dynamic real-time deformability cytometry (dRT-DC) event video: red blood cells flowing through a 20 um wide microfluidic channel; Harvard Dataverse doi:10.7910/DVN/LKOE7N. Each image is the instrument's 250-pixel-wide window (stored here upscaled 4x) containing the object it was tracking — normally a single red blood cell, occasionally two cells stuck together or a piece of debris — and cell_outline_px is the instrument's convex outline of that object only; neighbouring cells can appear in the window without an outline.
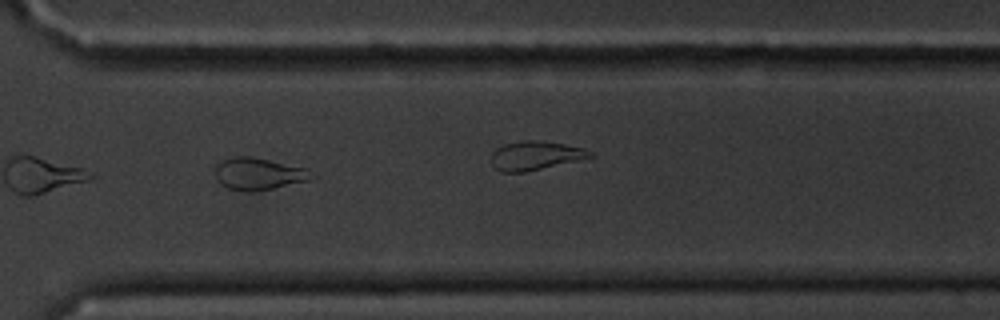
{"species": "common noctule bat (a hibernating species)", "species_latin": "Nyctalus noctula", "temperature_condition": "cold", "stored_images_in_passage": 61, "camera_frame_rate_fps": 3000, "um_per_image_px": 0.085, "animal": {"sex": "male", "body_mass_g": 20.1, "forearm_length_mm": 53.5}, "frame": {"image": 1, "passage_image": 44, "time_ms": 14.333, "image_size_px": [1000, 320], "cell_outline_px": [[320, 176], [312, 180], [252, 192], [248, 192], [228, 188], [220, 184], [216, 176], [216, 164], [224, 160], [236, 156], [248, 156], [308, 168]], "centroid_in_image_um": [22.07, 14.78], "position_along_channel_um": 348.5, "area_um2": 18.15}}
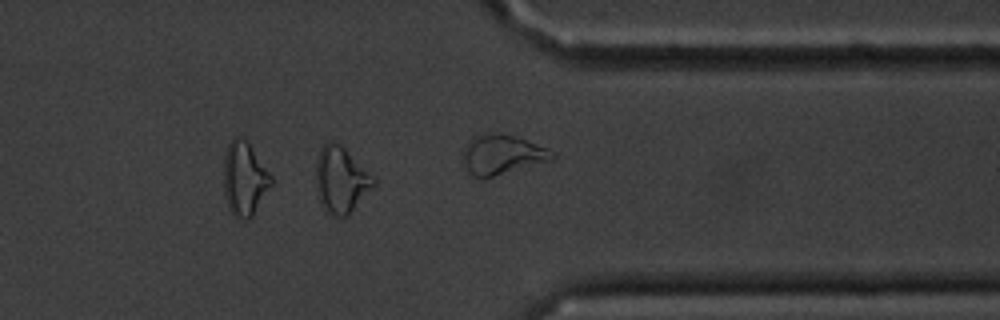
{"frame": {"image": 2, "passage_image": 48, "time_ms": 15.667, "image_size_px": [1000, 320], "cell_outline_px": [[376, 184], [348, 216], [332, 216], [324, 212], [320, 200], [316, 184], [316, 160], [320, 148], [328, 140], [332, 140], [340, 144], [376, 180]], "centroid_in_image_um": [28.96, 15.3], "position_along_channel_um": 382.4, "area_um2": 22.14}, "authors_computed_cell_mechanics": {"area_um2": 20.8658, "velocity_mm_per_s": 3.3308, "shape_relaxation_time_tau1_ms": 4.975, "shape_relaxation_time_tau2_ms": 3.7932, "deformation_change_tau1": 0.1369, "deformation_change_tau2": 0.1099}}